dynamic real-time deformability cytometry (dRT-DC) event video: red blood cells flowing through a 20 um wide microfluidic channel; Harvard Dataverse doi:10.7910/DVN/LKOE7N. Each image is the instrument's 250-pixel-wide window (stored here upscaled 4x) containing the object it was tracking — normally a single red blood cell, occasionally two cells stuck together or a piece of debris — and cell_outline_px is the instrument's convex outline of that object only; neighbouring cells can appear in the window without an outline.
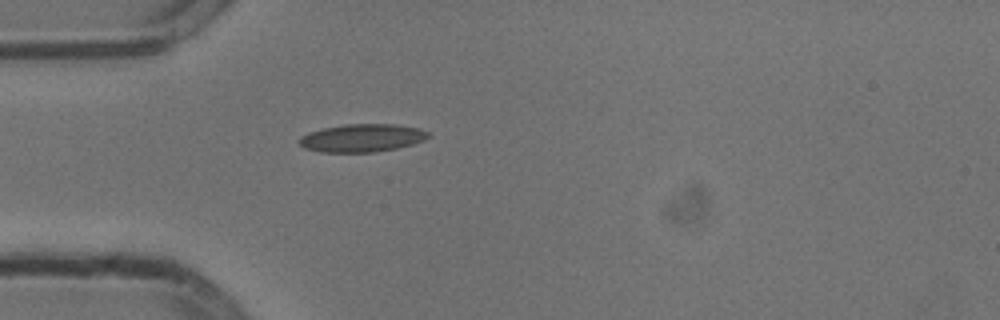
{"species": "common noctule bat (a hibernating species)", "species_latin": "Nyctalus noctula", "temperature_condition": "cold", "stored_images_in_passage": 18, "camera_frame_rate_fps": 3000, "um_per_image_px": 0.085, "animal": {"sex": "male", "body_mass_g": 13.3}, "frame": {"image": 1, "passage_image": 1, "time_ms": 0.0, "image_size_px": [1000, 320], "cell_outline_px": [[428, 136], [424, 140], [412, 144], [396, 148], [376, 152], [320, 152], [304, 148], [296, 140], [300, 136], [308, 132], [324, 128], [344, 124], [396, 124], [420, 128], [428, 132]], "centroid_in_image_um": [30.73, 11.72], "position_along_channel_um": 54.3, "area_um2": 21.1}}
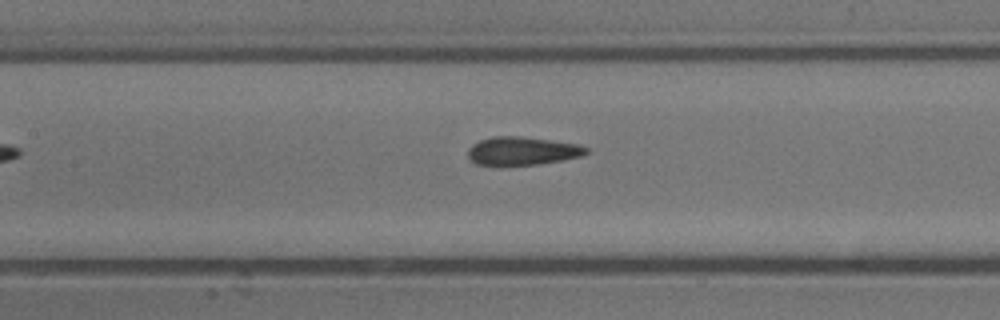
{"frame": {"image": 2, "passage_image": 10, "time_ms": 3.0, "image_size_px": [1000, 320], "cell_outline_px": [[588, 152], [580, 156], [564, 160], [536, 164], [476, 164], [468, 156], [468, 148], [472, 144], [480, 140], [492, 136], [520, 136], [552, 140], [580, 144], [588, 148]], "centroid_in_image_um": [44.42, 12.8], "position_along_channel_um": 163.0, "area_um2": 19.31}}
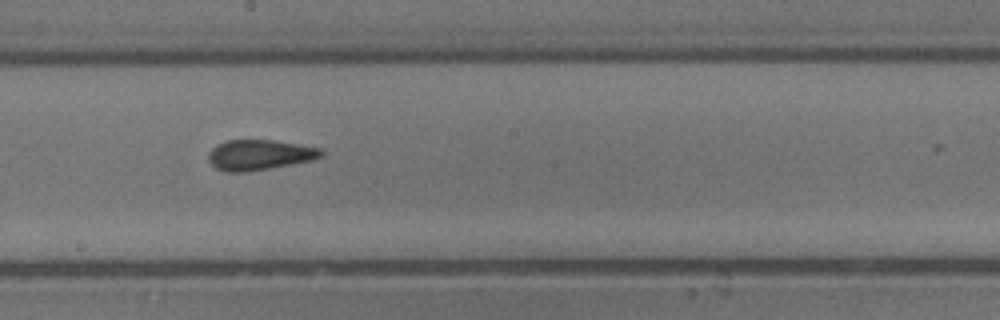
{"frame": {"image": 3, "passage_image": 15, "time_ms": 4.667, "image_size_px": [1000, 320], "cell_outline_px": [[324, 156], [312, 160], [268, 168], [244, 172], [224, 172], [216, 168], [208, 160], [208, 152], [216, 144], [228, 140], [276, 140], [320, 148], [324, 152]], "centroid_in_image_um": [22.04, 13.15], "position_along_channel_um": 226.2, "area_um2": 19.94}}